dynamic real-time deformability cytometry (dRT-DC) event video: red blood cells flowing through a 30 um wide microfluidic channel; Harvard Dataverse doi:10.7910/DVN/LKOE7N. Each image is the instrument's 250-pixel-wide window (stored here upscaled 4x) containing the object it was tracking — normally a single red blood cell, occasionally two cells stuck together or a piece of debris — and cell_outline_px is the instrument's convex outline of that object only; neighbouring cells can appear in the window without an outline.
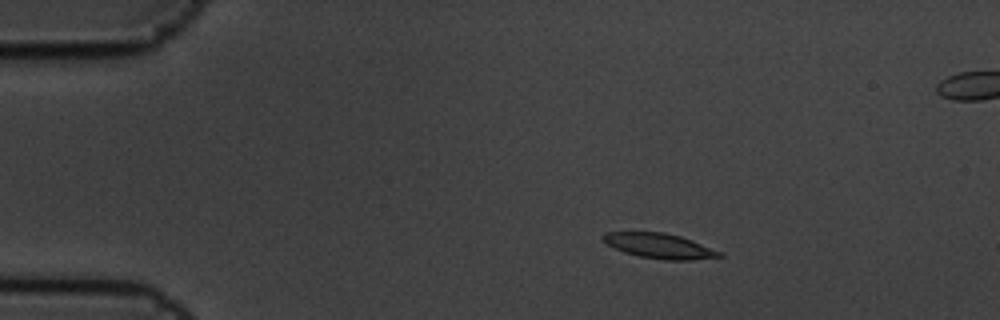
{"species": "common noctule bat (a hibernating species)", "species_latin": "Nyctalus noctula", "temperature_condition": "cold", "stored_images_in_passage": 6, "camera_frame_rate_fps": 3000, "um_per_image_px": 0.085, "animal": {"sex": "male", "body_mass_g": 19.5, "forearm_length_mm": 54.6}, "frame": {"image": 1, "passage_image": 3, "time_ms": 0.667, "image_size_px": [1000, 320], "cell_outline_px": [[724, 256], [692, 260], [664, 260], [640, 256], [624, 252], [608, 244], [600, 236], [604, 232], [664, 232], [680, 236], [692, 240], [724, 252]], "centroid_in_image_um": [56.1, 20.9], "position_along_channel_um": 28.9, "area_um2": 16.99}}